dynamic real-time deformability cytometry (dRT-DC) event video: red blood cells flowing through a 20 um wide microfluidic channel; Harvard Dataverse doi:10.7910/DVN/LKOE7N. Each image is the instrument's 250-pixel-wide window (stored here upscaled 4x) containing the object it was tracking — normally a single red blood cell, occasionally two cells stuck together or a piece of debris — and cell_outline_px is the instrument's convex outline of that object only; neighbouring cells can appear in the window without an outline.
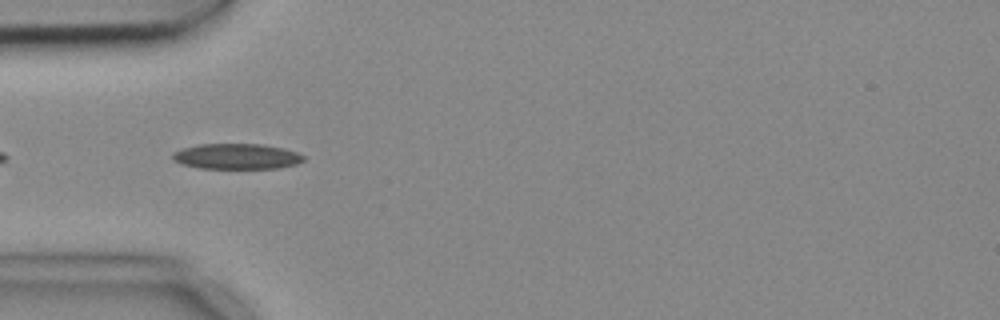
{"species": "common noctule bat (a hibernating species)", "species_latin": "Nyctalus noctula", "temperature_condition": "cold", "stored_images_in_passage": 8, "camera_frame_rate_fps": 3000, "um_per_image_px": 0.085, "animal": {"sex": "female", "body_mass_g": 18.4}, "frame": {"image": 1, "passage_image": 5, "time_ms": 1.333, "image_size_px": [1000, 320], "cell_outline_px": [[304, 160], [296, 164], [276, 168], [200, 168], [180, 164], [172, 160], [172, 152], [184, 148], [200, 144], [264, 144], [284, 148], [296, 152], [304, 156]], "centroid_in_image_um": [20.09, 13.29], "position_along_channel_um": 64.9, "area_um2": 19.48}}
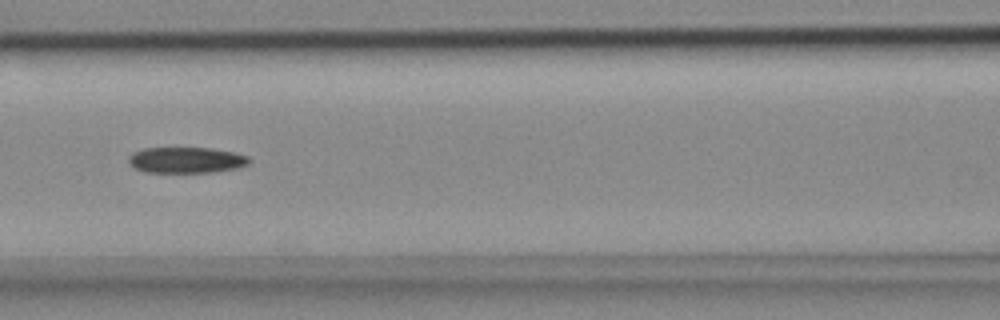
{"frame": {"image": 2, "passage_image": 7, "time_ms": 2.0, "image_size_px": [1000, 320], "cell_outline_px": [[252, 160], [248, 164], [236, 168], [212, 172], [144, 172], [132, 168], [128, 164], [128, 156], [132, 152], [144, 148], [208, 148], [232, 152], [248, 156]], "centroid_in_image_um": [15.77, 13.61], "position_along_channel_um": 150.8, "area_um2": 18.32}}
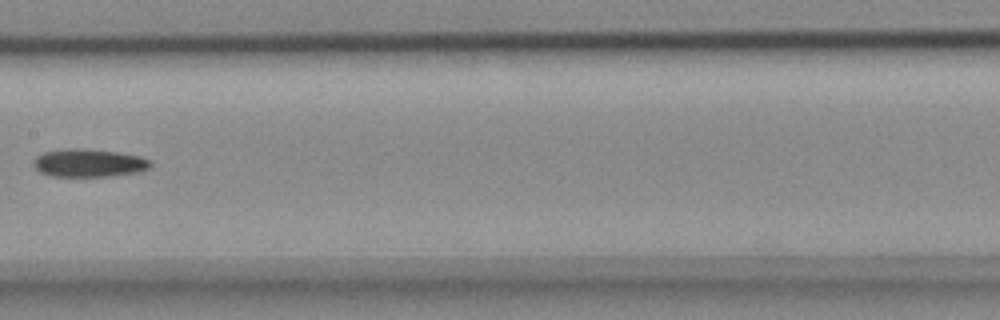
{"frame": {"image": 3, "passage_image": 8, "time_ms": 2.333, "image_size_px": [1000, 320], "cell_outline_px": [[152, 164], [148, 168], [136, 172], [108, 176], [52, 176], [40, 172], [32, 164], [36, 156], [44, 152], [68, 148], [88, 148], [116, 152], [140, 156], [152, 160]], "centroid_in_image_um": [7.54, 13.84], "position_along_channel_um": 199.9, "area_um2": 19.07}}